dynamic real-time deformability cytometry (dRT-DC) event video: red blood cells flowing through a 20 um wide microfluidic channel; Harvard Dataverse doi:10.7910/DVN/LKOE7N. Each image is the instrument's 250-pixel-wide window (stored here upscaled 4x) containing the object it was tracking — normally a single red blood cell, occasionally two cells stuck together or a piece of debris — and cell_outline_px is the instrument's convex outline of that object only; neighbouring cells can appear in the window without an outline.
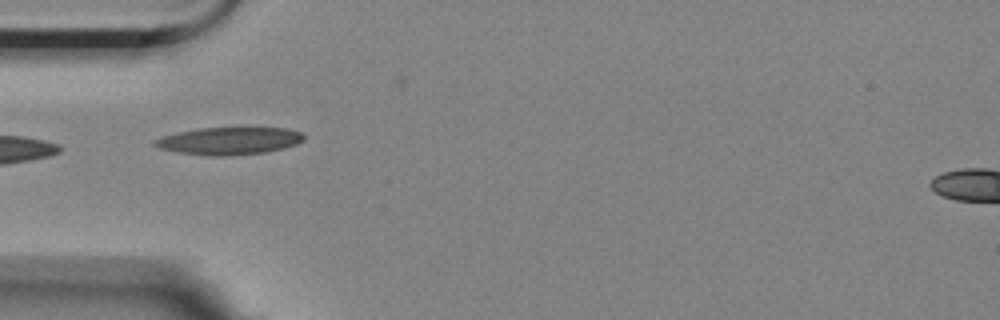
{"species": "Egyptian fruit bat (a non-hibernating species)", "species_latin": "Rousettus aegyptiacus", "temperature_condition": "room temperature", "stored_images_in_passage": 5, "camera_frame_rate_fps": 3000, "um_per_image_px": 0.085, "animal": {"sex": "female"}, "frame": {"image": 1, "passage_image": 4, "time_ms": 3.667, "image_size_px": [1000, 320], "cell_outline_px": [[304, 140], [296, 144], [284, 148], [264, 152], [232, 156], [212, 156], [180, 152], [160, 148], [152, 144], [152, 140], [164, 136], [180, 132], [200, 128], [284, 128], [300, 132], [304, 136]], "centroid_in_image_um": [19.49, 11.98], "position_along_channel_um": 65.5, "area_um2": 23.58}}
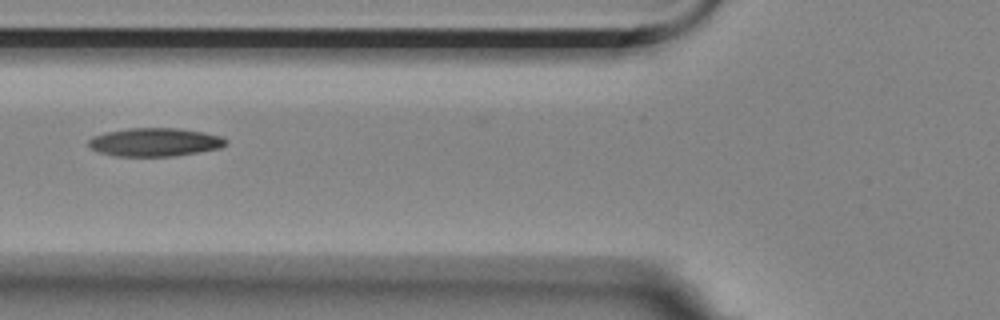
{"frame": {"image": 2, "passage_image": 5, "time_ms": 5.0, "image_size_px": [1000, 320], "cell_outline_px": [[228, 144], [220, 148], [172, 156], [116, 156], [100, 152], [92, 148], [88, 144], [88, 140], [92, 136], [108, 132], [128, 128], [176, 128], [204, 132], [224, 136], [228, 140]], "centroid_in_image_um": [13.21, 12.07], "position_along_channel_um": 112.6, "area_um2": 22.66}}